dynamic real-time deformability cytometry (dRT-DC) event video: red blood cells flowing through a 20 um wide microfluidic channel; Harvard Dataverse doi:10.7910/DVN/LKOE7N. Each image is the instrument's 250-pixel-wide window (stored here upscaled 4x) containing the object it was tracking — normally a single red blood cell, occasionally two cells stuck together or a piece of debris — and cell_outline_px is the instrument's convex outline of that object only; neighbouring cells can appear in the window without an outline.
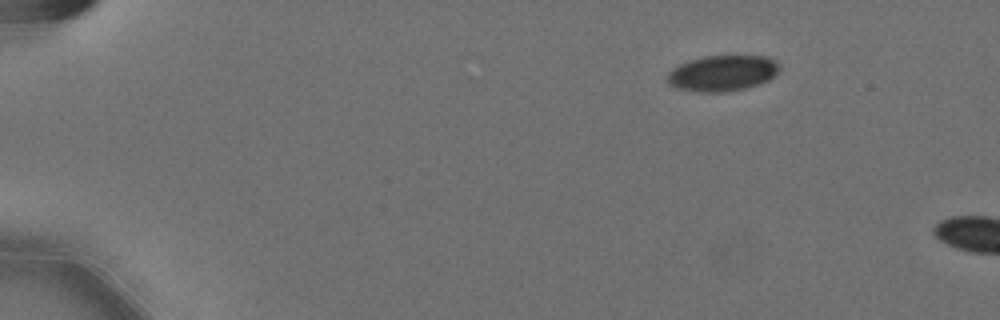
{"species": "Egyptian fruit bat (a non-hibernating species)", "species_latin": "Rousettus aegyptiacus", "temperature_condition": "cold", "stored_images_in_passage": 5, "camera_frame_rate_fps": 3000, "um_per_image_px": 0.085, "animal": {"sex": "female"}, "frame": {"image": 1, "passage_image": 1, "time_ms": 0.0, "image_size_px": [1000, 320], "cell_outline_px": [[780, 68], [768, 80], [760, 84], [728, 92], [696, 92], [676, 88], [668, 84], [668, 72], [672, 68], [688, 60], [704, 56], [768, 56], [776, 60], [780, 64]], "centroid_in_image_um": [61.4, 6.22], "position_along_channel_um": 23.6, "area_um2": 23.58}}